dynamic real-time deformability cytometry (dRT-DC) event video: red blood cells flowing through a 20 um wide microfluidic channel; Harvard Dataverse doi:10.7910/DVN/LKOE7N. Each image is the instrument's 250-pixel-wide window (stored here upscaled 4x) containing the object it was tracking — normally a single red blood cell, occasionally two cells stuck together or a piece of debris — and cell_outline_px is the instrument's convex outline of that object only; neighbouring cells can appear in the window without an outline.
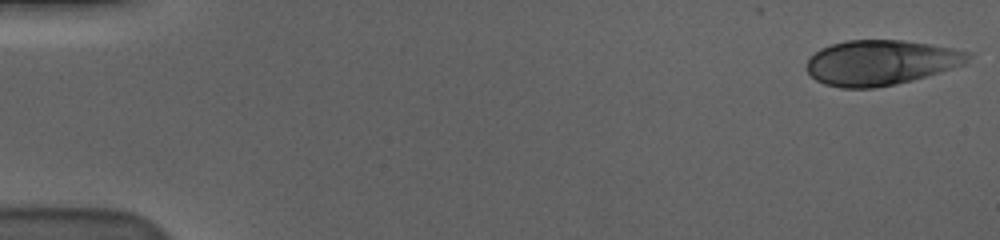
{"species": "human", "species_latin": "Homo sapiens", "temperature_condition": "cold", "stored_images_in_passage": 31, "camera_frame_rate_fps": 3000, "um_per_image_px": 0.085, "donor": {"sex": "male"}, "frame": {"image": 1, "passage_image": 1, "time_ms": 0.0, "image_size_px": [1000, 240], "cell_outline_px": [[968, 56], [964, 64], [912, 80], [896, 84], [876, 88], [840, 88], [824, 84], [816, 80], [804, 68], [808, 60], [820, 48], [832, 44], [848, 40], [904, 40], [952, 48], [968, 52]], "centroid_in_image_um": [74.79, 5.32], "position_along_channel_um": 10.2, "area_um2": 42.08}}
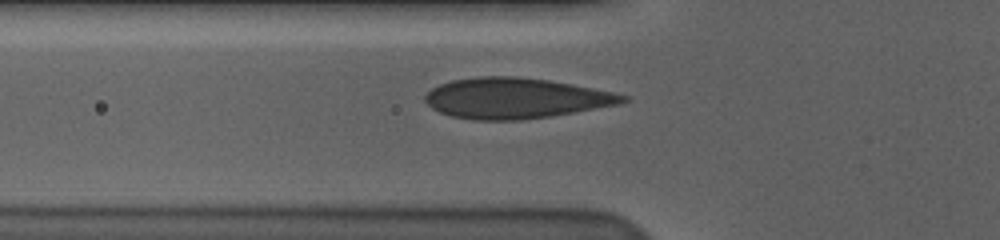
{"frame": {"image": 2, "passage_image": 20, "time_ms": 6.333, "image_size_px": [1000, 240], "cell_outline_px": [[628, 100], [620, 104], [552, 116], [520, 120], [472, 120], [452, 116], [440, 112], [432, 108], [424, 100], [424, 96], [432, 88], [440, 84], [452, 80], [480, 76], [516, 76], [548, 80], [572, 84], [612, 92], [628, 96]], "centroid_in_image_um": [43.81, 8.35], "position_along_channel_um": 82.0, "area_um2": 46.64}}
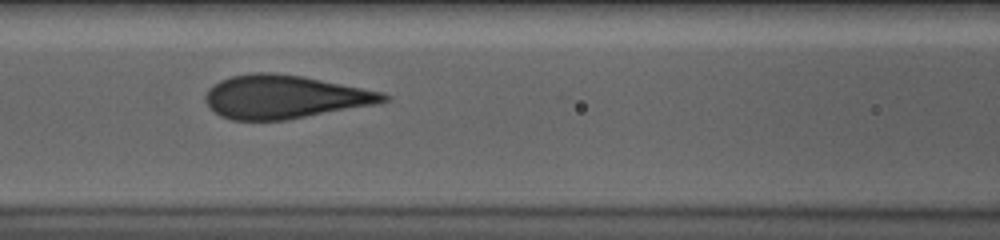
{"frame": {"image": 3, "passage_image": 25, "time_ms": 8.0, "image_size_px": [1000, 240], "cell_outline_px": [[392, 96], [388, 100], [376, 104], [288, 120], [232, 120], [220, 116], [208, 104], [204, 96], [208, 88], [220, 80], [232, 76], [252, 72], [268, 72], [300, 76], [384, 92]], "centroid_in_image_um": [24.19, 8.24], "position_along_channel_um": 142.4, "area_um2": 44.85}}